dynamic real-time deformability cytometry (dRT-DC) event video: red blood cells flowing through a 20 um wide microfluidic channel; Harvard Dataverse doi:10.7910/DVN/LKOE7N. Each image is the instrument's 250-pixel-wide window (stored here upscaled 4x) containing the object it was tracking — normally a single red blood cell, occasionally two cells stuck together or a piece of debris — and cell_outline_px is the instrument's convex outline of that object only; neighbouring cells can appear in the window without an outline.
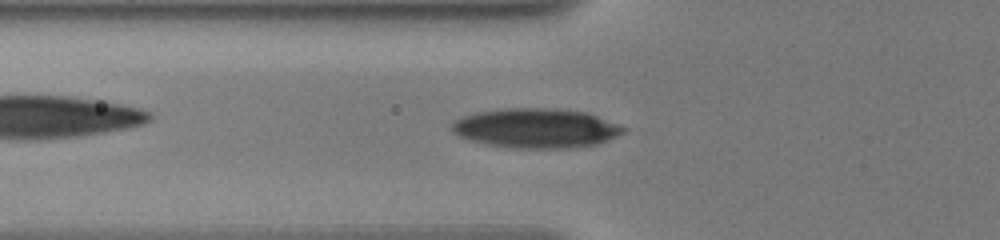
{"species": "human", "species_latin": "Homo sapiens", "temperature_condition": "warm", "stored_images_in_passage": 63, "camera_frame_rate_fps": 3000, "um_per_image_px": 0.085, "donor": {"sex": "male"}, "frame": {"image": 1, "passage_image": 32, "time_ms": 7.0, "image_size_px": [1000, 240], "cell_outline_px": [[628, 128], [624, 132], [616, 136], [596, 144], [572, 148], [520, 148], [488, 144], [472, 140], [460, 136], [452, 132], [452, 124], [460, 116], [476, 112], [500, 108], [556, 108], [588, 112], [620, 124]], "centroid_in_image_um": [45.6, 10.87], "position_along_channel_um": 80.2, "area_um2": 39.65}}
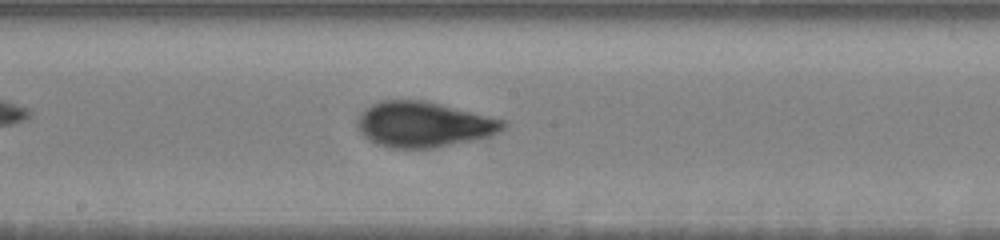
{"frame": {"image": 2, "passage_image": 49, "time_ms": 10.667, "image_size_px": [1000, 240], "cell_outline_px": [[504, 128], [488, 136], [428, 148], [392, 148], [376, 144], [368, 140], [356, 128], [356, 120], [372, 104], [380, 100], [424, 100], [504, 120]], "centroid_in_image_um": [35.92, 10.57], "position_along_channel_um": 212.3, "area_um2": 37.8}}
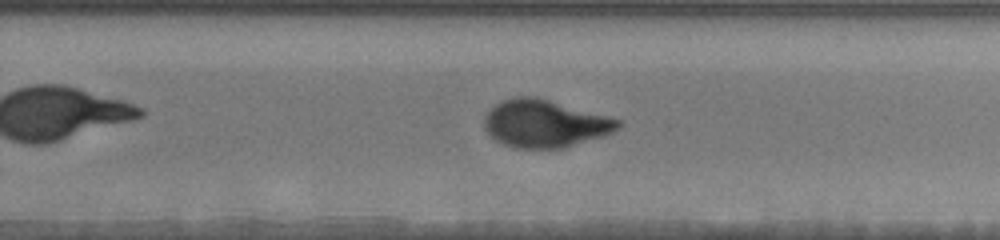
{"frame": {"image": 3, "passage_image": 58, "time_ms": 12.667, "image_size_px": [1000, 240], "cell_outline_px": [[620, 128], [604, 136], [564, 148], [516, 148], [504, 144], [496, 140], [484, 128], [484, 116], [500, 100], [516, 96], [536, 96], [608, 116], [620, 120]], "centroid_in_image_um": [46.31, 10.5], "position_along_channel_um": 283.5, "area_um2": 37.05}}